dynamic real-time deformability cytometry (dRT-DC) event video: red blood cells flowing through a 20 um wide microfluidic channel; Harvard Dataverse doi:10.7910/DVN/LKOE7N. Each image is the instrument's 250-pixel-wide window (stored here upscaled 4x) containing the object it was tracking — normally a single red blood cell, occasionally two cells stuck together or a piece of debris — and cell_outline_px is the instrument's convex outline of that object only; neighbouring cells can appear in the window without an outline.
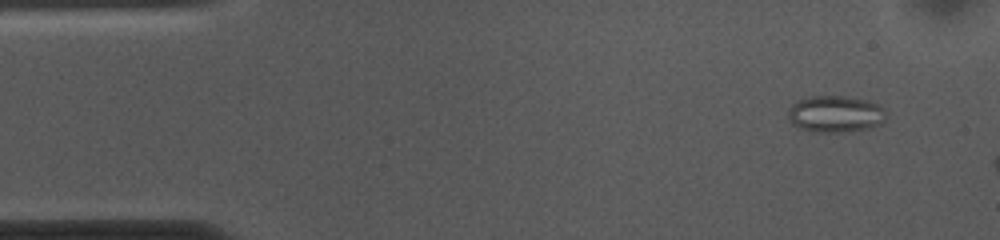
{"species": "common noctule bat (a hibernating species)", "species_latin": "Nyctalus noctula", "temperature_condition": "cold", "stored_images_in_passage": 10, "camera_frame_rate_fps": 3000, "um_per_image_px": 0.085, "animal": {"sex": "female", "body_mass_g": 10.0, "forearm_length_mm": 53.1}, "frame": {"image": 1, "passage_image": 4, "time_ms": 1.0, "image_size_px": [1000, 240], "cell_outline_px": [[888, 116], [880, 124], [868, 128], [848, 132], [812, 132], [800, 128], [792, 124], [788, 120], [788, 108], [792, 104], [808, 96], [844, 96], [864, 100], [880, 104], [884, 108]], "centroid_in_image_um": [71.01, 9.7], "position_along_channel_um": 14.0, "area_um2": 21.21}}